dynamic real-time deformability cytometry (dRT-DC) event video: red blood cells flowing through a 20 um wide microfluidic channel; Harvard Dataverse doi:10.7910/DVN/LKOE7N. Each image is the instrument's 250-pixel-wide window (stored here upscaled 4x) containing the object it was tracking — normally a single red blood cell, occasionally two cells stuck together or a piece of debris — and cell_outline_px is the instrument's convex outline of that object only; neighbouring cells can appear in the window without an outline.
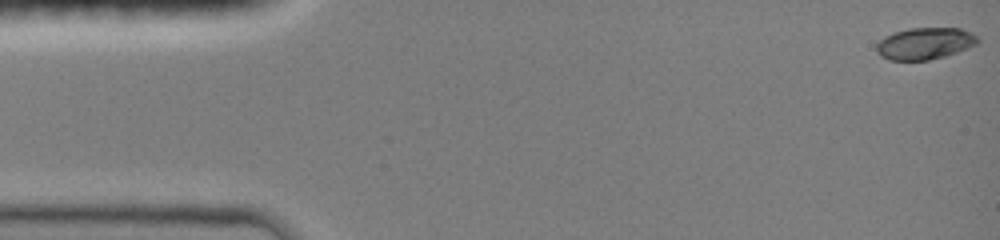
{"species": "common noctule bat (a hibernating species)", "species_latin": "Nyctalus noctula", "temperature_condition": "room temperature", "stored_images_in_passage": 46, "camera_frame_rate_fps": 3000, "um_per_image_px": 0.085, "animal": {"sex": "female", "body_mass_g": 19.0, "forearm_length_mm": 51.5}, "frame": {"image": 1, "passage_image": 1, "time_ms": 0.0, "image_size_px": [1000, 240], "cell_outline_px": [[980, 40], [976, 44], [956, 52], [944, 56], [928, 60], [888, 60], [880, 56], [876, 52], [876, 44], [884, 36], [908, 28], [960, 28], [976, 36]], "centroid_in_image_um": [78.56, 3.7], "position_along_channel_um": 6.4, "area_um2": 18.61}}
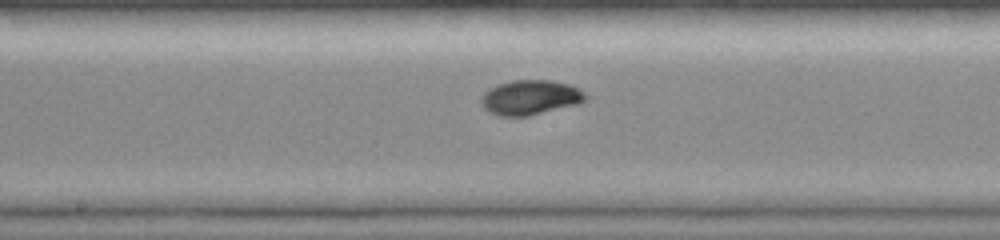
{"frame": {"image": 2, "passage_image": 25, "time_ms": 8.0, "image_size_px": [1000, 240], "cell_outline_px": [[588, 100], [580, 104], [528, 116], [500, 116], [484, 108], [480, 100], [484, 92], [488, 88], [496, 84], [512, 80], [552, 80], [568, 84], [580, 88], [588, 96]], "centroid_in_image_um": [45.12, 8.27], "position_along_channel_um": 203.1, "area_um2": 21.44}}
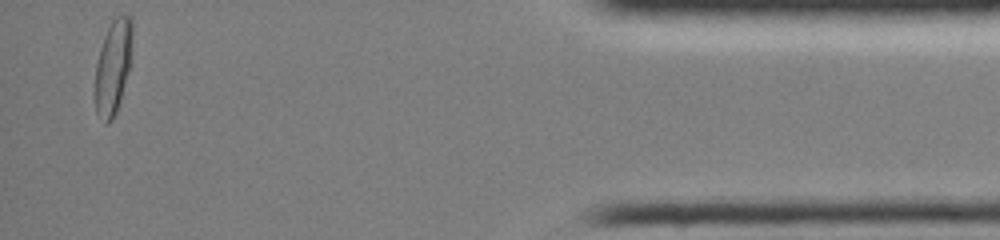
{"frame": {"image": 3, "passage_image": 46, "time_ms": 15.0, "image_size_px": [1000, 240], "cell_outline_px": [[132, 40], [128, 72], [120, 100], [116, 112], [112, 120], [108, 124], [104, 124], [96, 112], [92, 92], [96, 64], [100, 48], [104, 36], [112, 20], [116, 16], [128, 16], [132, 20]], "centroid_in_image_um": [9.55, 5.76], "position_along_channel_um": 425.6, "area_um2": 20.75}, "authors_computed_cell_mechanics": {"area_um2": 19.7387, "velocity_mm_per_s": 4.0382, "shape_relaxation_time_tau1_ms": 4.1719, "shape_relaxation_time_tau2_ms": null, "deformation_change_tau1": 0.1864, "deformation_change_tau2": null}}